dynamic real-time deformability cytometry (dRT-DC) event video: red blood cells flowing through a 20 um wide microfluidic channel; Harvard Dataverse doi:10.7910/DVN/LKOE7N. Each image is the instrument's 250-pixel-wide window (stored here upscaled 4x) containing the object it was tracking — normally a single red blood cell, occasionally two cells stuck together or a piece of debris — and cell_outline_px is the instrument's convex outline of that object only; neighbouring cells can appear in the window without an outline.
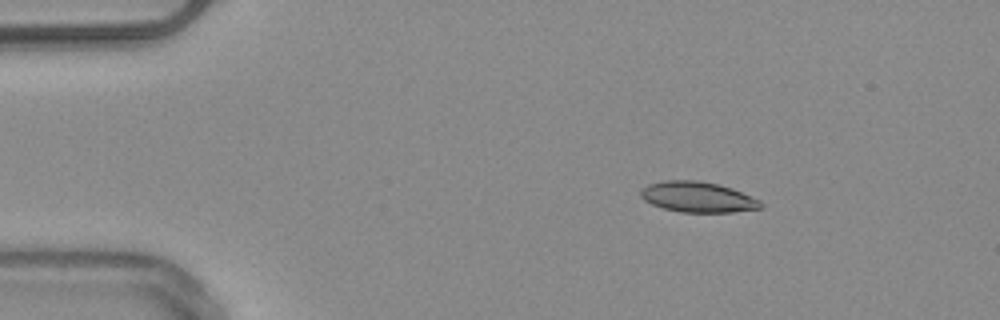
{"species": "common noctule bat (a hibernating species)", "species_latin": "Nyctalus noctula", "temperature_condition": "warm", "stored_images_in_passage": 4, "camera_frame_rate_fps": 3000, "um_per_image_px": 0.085, "animal": {"sex": "male", "body_mass_g": 20.4}, "frame": {"image": 1, "passage_image": 2, "time_ms": 1.0, "image_size_px": [1000, 320], "cell_outline_px": [[764, 208], [732, 212], [680, 212], [664, 208], [652, 204], [644, 200], [640, 196], [640, 192], [648, 184], [664, 180], [696, 180], [716, 184], [732, 188], [760, 200], [764, 204]], "centroid_in_image_um": [59.33, 16.75], "position_along_channel_um": 25.7, "area_um2": 21.33}}